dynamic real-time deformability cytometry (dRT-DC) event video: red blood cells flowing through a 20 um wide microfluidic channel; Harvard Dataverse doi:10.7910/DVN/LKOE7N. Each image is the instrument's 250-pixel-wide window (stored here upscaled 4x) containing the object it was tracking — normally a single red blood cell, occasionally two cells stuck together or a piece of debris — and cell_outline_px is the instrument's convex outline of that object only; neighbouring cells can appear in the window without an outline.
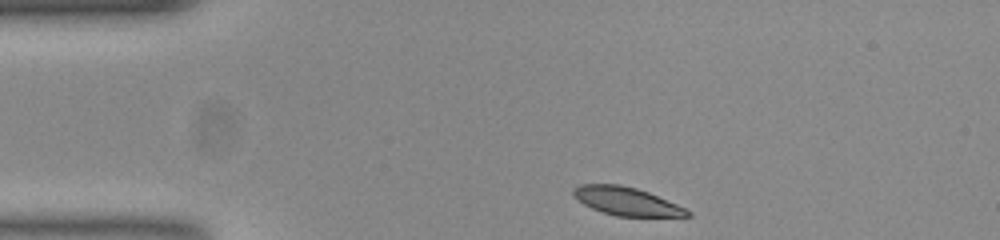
{"species": "common noctule bat (a hibernating species)", "species_latin": "Nyctalus noctula", "temperature_condition": "room temperature", "stored_images_in_passage": 36, "camera_frame_rate_fps": 3000, "um_per_image_px": 0.085, "animal": {"sex": "female", "body_mass_g": 23.0, "forearm_length_mm": 53.4}, "frame": {"image": 1, "passage_image": 1, "time_ms": 0.0, "image_size_px": [1000, 240], "cell_outline_px": [[692, 216], [616, 216], [592, 208], [584, 204], [572, 196], [572, 188], [580, 184], [620, 184], [636, 188], [648, 192], [676, 204], [692, 212]], "centroid_in_image_um": [53.21, 17.09], "position_along_channel_um": 31.8, "area_um2": 18.61}}
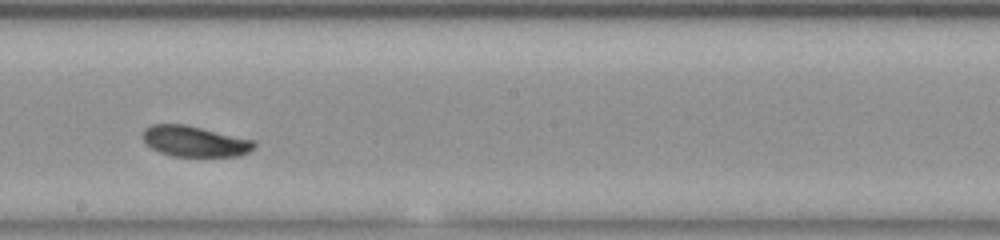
{"frame": {"image": 2, "passage_image": 21, "time_ms": 6.667, "image_size_px": [1000, 240], "cell_outline_px": [[256, 144], [248, 152], [240, 156], [172, 156], [160, 152], [152, 148], [140, 136], [144, 128], [152, 124], [184, 124], [256, 140]], "centroid_in_image_um": [16.54, 12.0], "position_along_channel_um": 231.7, "area_um2": 20.0}}
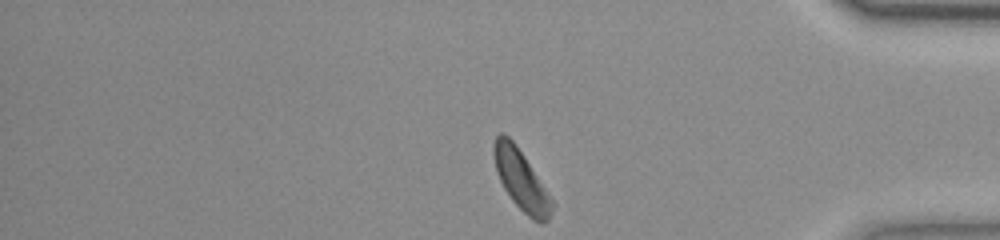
{"frame": {"image": 3, "passage_image": 36, "time_ms": 11.667, "image_size_px": [1000, 240], "cell_outline_px": [[552, 212], [548, 220], [540, 224], [532, 220], [512, 200], [504, 188], [496, 172], [492, 152], [492, 148], [496, 136], [500, 132], [504, 132], [516, 144], [524, 156], [552, 200]], "centroid_in_image_um": [44.25, 15.28], "position_along_channel_um": 390.9, "area_um2": 20.11}, "authors_computed_cell_mechanics": {"area_um2": 20.3456, "velocity_mm_per_s": 3.7136, "shape_relaxation_time_tau1_ms": 1.6218, "shape_relaxation_time_tau2_ms": 6.8177, "deformation_change_tau1": 0.1082, "deformation_change_tau2": 0.1035}}